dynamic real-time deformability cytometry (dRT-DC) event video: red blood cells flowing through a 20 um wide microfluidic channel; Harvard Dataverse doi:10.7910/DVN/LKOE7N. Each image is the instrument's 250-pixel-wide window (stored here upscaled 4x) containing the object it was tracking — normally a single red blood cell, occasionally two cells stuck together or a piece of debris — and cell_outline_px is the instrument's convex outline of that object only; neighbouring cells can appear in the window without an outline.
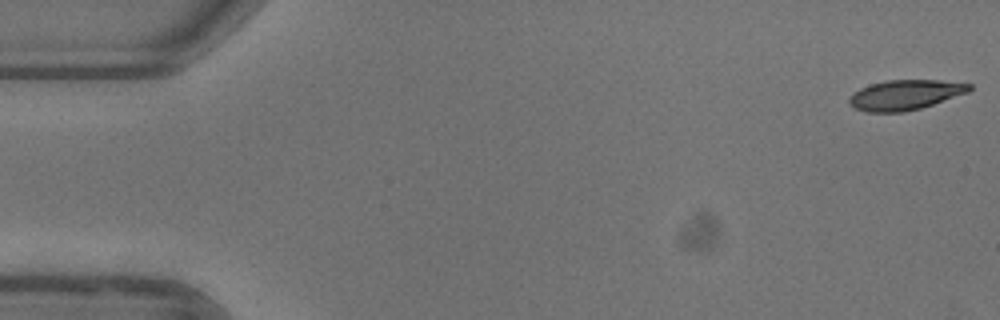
{"species": "common noctule bat (a hibernating species)", "species_latin": "Nyctalus noctula", "temperature_condition": "warm", "stored_images_in_passage": 52, "camera_frame_rate_fps": 3000, "um_per_image_px": 0.085, "animal": {"sex": "female"}, "frame": {"image": 1, "passage_image": 1, "time_ms": 0.0, "image_size_px": [1000, 320], "cell_outline_px": [[972, 88], [968, 92], [920, 108], [904, 112], [868, 112], [856, 108], [848, 104], [848, 100], [852, 92], [860, 88], [872, 84], [888, 80], [940, 80], [972, 84]], "centroid_in_image_um": [76.91, 8.06], "position_along_channel_um": 8.1, "area_um2": 20.87}}
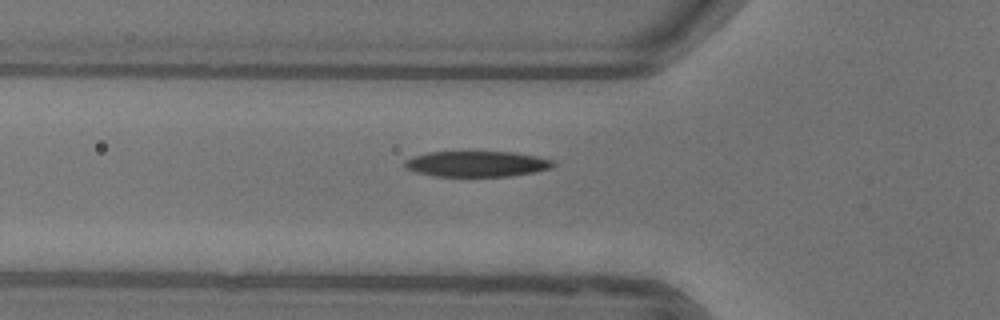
{"frame": {"image": 2, "passage_image": 18, "time_ms": 5.667, "image_size_px": [1000, 320], "cell_outline_px": [[556, 164], [552, 168], [512, 176], [436, 176], [416, 172], [408, 168], [404, 164], [404, 160], [412, 156], [428, 152], [512, 152], [536, 156], [552, 160]], "centroid_in_image_um": [40.53, 13.93], "position_along_channel_um": 85.3, "area_um2": 22.08}}
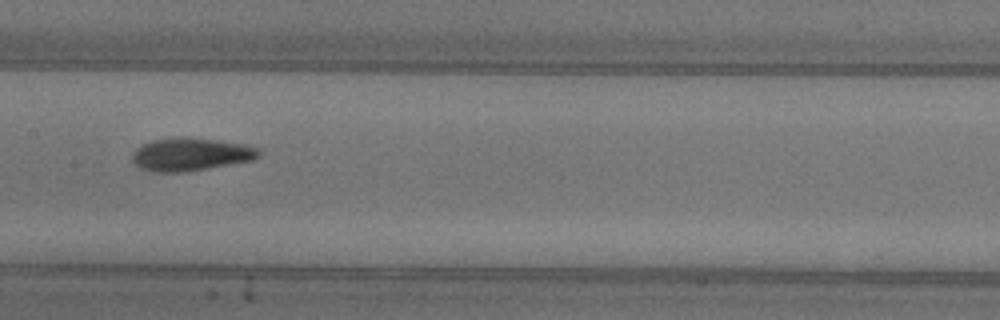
{"frame": {"image": 3, "passage_image": 26, "time_ms": 8.333, "image_size_px": [1000, 320], "cell_outline_px": [[260, 156], [252, 160], [188, 172], [152, 172], [140, 168], [132, 160], [132, 156], [136, 148], [152, 140], [176, 136], [188, 136], [248, 144], [260, 148]], "centroid_in_image_um": [16.24, 13.1], "position_along_channel_um": 191.2, "area_um2": 24.74}, "authors_computed_cell_mechanics": {"area_um2": 22.831, "velocity_mm_per_s": 3.9359, "shape_relaxation_time_tau1_ms": 3.7427, "shape_relaxation_time_tau2_ms": 1.9565, "deformation_change_tau1": 0.1908, "deformation_change_tau2": 0.0913}}